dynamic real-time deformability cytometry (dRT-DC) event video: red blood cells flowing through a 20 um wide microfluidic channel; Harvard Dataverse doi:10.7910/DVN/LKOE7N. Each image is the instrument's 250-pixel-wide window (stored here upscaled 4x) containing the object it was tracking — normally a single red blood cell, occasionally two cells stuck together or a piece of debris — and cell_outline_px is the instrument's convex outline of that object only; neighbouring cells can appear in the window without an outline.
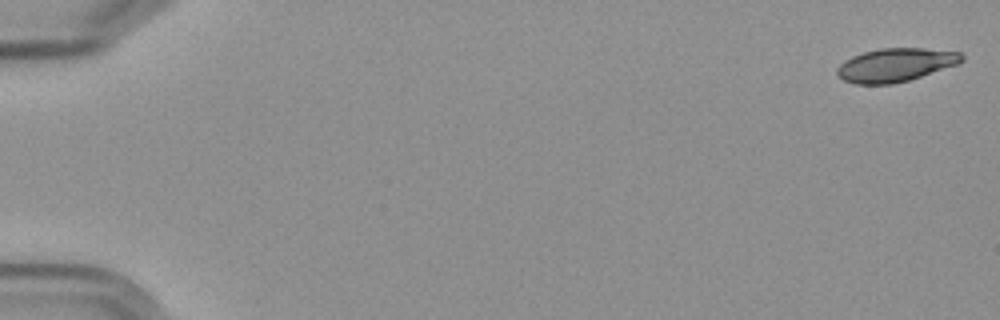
{"species": "Egyptian fruit bat (a non-hibernating species)", "species_latin": "Rousettus aegyptiacus", "temperature_condition": "cold", "stored_images_in_passage": 6, "camera_frame_rate_fps": 3000, "um_per_image_px": 0.085, "frame": {"image": 1, "passage_image": 1, "time_ms": 0.0, "image_size_px": [1000, 320], "cell_outline_px": [[964, 60], [960, 64], [908, 80], [892, 84], [856, 84], [844, 80], [836, 76], [836, 68], [844, 60], [852, 56], [864, 52], [880, 48], [924, 48], [960, 52], [964, 56]], "centroid_in_image_um": [76.12, 5.52], "position_along_channel_um": 8.9, "area_um2": 24.45}}
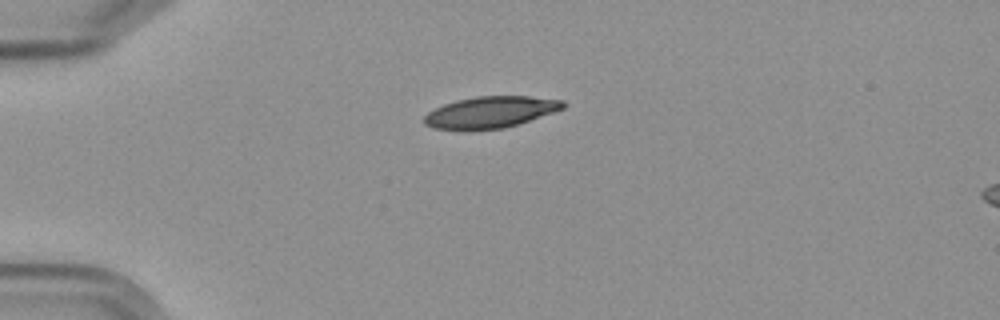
{"frame": {"image": 2, "passage_image": 5, "time_ms": 4.667, "image_size_px": [1000, 320], "cell_outline_px": [[564, 108], [504, 128], [432, 128], [424, 124], [424, 116], [428, 112], [444, 104], [456, 100], [476, 96], [528, 96], [564, 100]], "centroid_in_image_um": [41.68, 9.5], "position_along_channel_um": 43.3, "area_um2": 24.68}}